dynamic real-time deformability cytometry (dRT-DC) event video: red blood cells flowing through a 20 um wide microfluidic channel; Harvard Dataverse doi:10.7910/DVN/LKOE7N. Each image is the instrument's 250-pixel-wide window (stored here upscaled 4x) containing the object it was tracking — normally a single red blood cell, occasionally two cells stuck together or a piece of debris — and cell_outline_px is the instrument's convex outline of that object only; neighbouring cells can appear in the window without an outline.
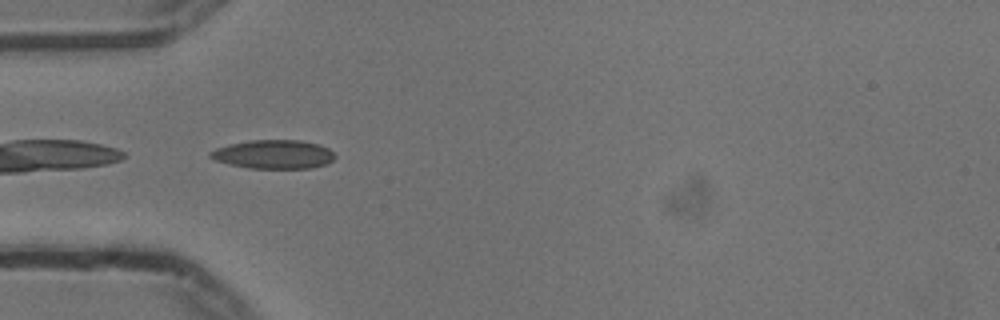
{"species": "common noctule bat (a hibernating species)", "species_latin": "Nyctalus noctula", "temperature_condition": "cold", "stored_images_in_passage": 39, "camera_frame_rate_fps": 3000, "um_per_image_px": 0.085, "animal": {"sex": "male", "body_mass_g": 13.3}, "frame": {"image": 1, "passage_image": 1, "time_ms": 0.0, "image_size_px": [1000, 320], "cell_outline_px": [[336, 156], [328, 164], [312, 168], [248, 168], [216, 160], [208, 156], [208, 152], [216, 148], [228, 144], [248, 140], [300, 140], [320, 144], [328, 148]], "centroid_in_image_um": [23.27, 13.11], "position_along_channel_um": 61.7, "area_um2": 20.98}}
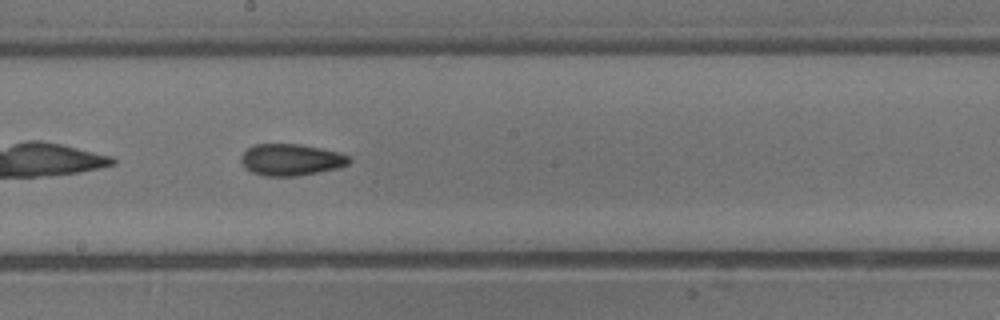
{"frame": {"image": 2, "passage_image": 14, "time_ms": 4.333, "image_size_px": [1000, 320], "cell_outline_px": [[352, 160], [348, 164], [340, 168], [296, 176], [264, 176], [252, 172], [244, 168], [240, 160], [244, 152], [248, 148], [256, 144], [300, 144], [340, 152], [348, 156]], "centroid_in_image_um": [24.75, 13.58], "position_along_channel_um": 223.5, "area_um2": 20.0}}
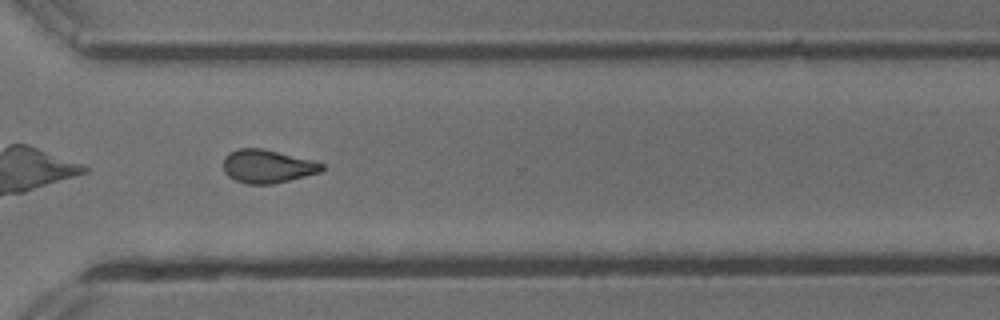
{"frame": {"image": 3, "passage_image": 24, "time_ms": 7.667, "image_size_px": [1000, 320], "cell_outline_px": [[324, 168], [320, 172], [272, 184], [248, 184], [236, 180], [228, 176], [224, 172], [224, 156], [228, 152], [240, 148], [264, 148], [312, 160], [324, 164]], "centroid_in_image_um": [22.71, 14.12], "position_along_channel_um": 347.9, "area_um2": 19.07}, "authors_computed_cell_mechanics": {"area_um2": 19.0162, "velocity_mm_per_s": 3.7397, "shape_relaxation_time_tau1_ms": 10.7016, "shape_relaxation_time_tau2_ms": 3.7103, "deformation_change_tau1": 0.1881, "deformation_change_tau2": 0.1083}}